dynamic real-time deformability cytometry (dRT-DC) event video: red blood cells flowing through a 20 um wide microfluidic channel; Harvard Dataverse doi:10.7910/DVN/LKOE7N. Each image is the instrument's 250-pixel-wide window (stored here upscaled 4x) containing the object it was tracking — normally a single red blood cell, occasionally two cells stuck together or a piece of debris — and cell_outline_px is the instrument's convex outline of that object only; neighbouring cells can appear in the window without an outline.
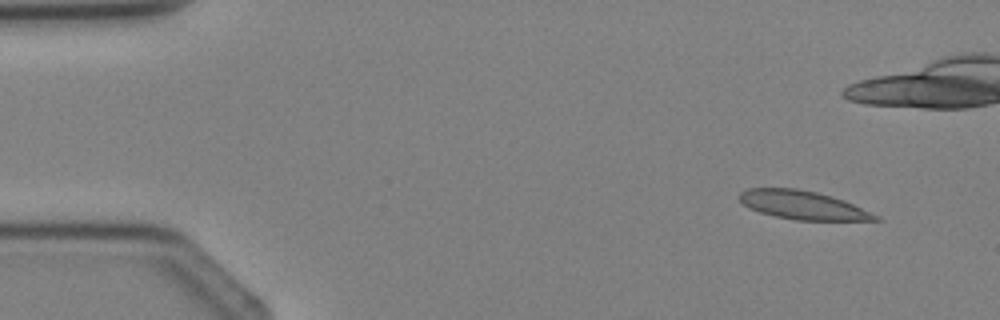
{"species": "Egyptian fruit bat (a non-hibernating species)", "species_latin": "Rousettus aegyptiacus", "temperature_condition": "cold", "stored_images_in_passage": 4, "camera_frame_rate_fps": 3000, "um_per_image_px": 0.085, "animal": {"sex": "female"}, "frame": {"image": 1, "passage_image": 1, "time_ms": 0.0, "image_size_px": [1000, 320], "cell_outline_px": [[880, 220], [796, 220], [776, 216], [760, 212], [744, 204], [736, 196], [740, 192], [748, 188], [796, 188], [816, 192], [844, 200], [880, 216]], "centroid_in_image_um": [68.22, 17.42], "position_along_channel_um": 16.8, "area_um2": 22.37}}